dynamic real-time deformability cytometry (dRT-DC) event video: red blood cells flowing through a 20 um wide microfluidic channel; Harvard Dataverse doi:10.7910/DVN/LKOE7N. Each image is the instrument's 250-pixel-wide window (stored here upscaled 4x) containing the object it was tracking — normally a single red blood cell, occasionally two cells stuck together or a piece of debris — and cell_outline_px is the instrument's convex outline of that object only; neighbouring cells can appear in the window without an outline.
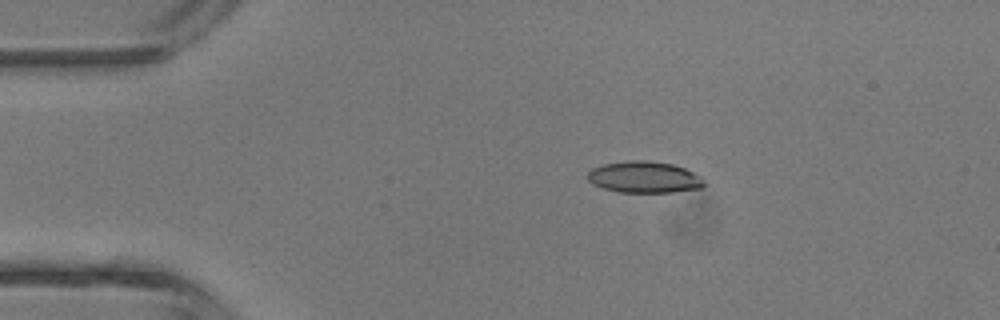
{"species": "common noctule bat (a hibernating species)", "species_latin": "Nyctalus noctula", "temperature_condition": "room temperature", "stored_images_in_passage": 5, "camera_frame_rate_fps": 3000, "um_per_image_px": 0.085, "animal": {"sex": "male", "body_mass_g": 13.3}, "frame": {"image": 1, "passage_image": 3, "time_ms": 2.333, "image_size_px": [1000, 320], "cell_outline_px": [[708, 184], [704, 188], [672, 192], [620, 192], [604, 188], [592, 184], [588, 180], [588, 172], [592, 168], [604, 164], [628, 160], [648, 160], [672, 164], [684, 168], [700, 176]], "centroid_in_image_um": [54.79, 15.06], "position_along_channel_um": 30.2, "area_um2": 21.5}}
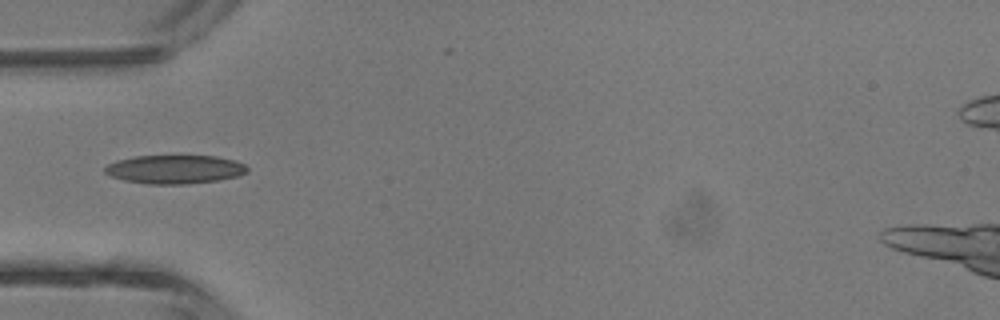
{"frame": {"image": 2, "passage_image": 5, "time_ms": 4.333, "image_size_px": [1000, 320], "cell_outline_px": [[248, 172], [240, 176], [216, 180], [188, 184], [148, 184], [124, 180], [108, 176], [104, 172], [104, 168], [108, 164], [116, 160], [132, 156], [216, 156], [232, 160], [244, 164], [248, 168]], "centroid_in_image_um": [14.82, 14.39], "position_along_channel_um": 70.2, "area_um2": 23.87}}